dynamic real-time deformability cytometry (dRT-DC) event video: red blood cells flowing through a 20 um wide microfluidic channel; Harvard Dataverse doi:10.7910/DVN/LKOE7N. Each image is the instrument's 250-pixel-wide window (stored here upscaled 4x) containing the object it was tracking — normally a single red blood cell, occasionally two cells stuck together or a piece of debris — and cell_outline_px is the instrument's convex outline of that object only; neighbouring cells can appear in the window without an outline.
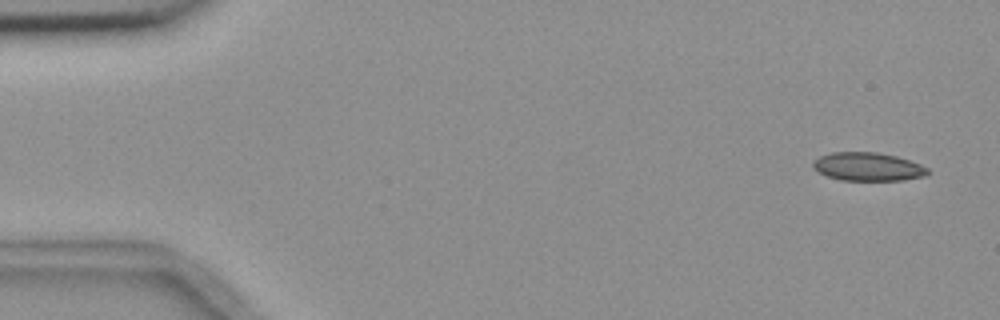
{"species": "common noctule bat (a hibernating species)", "species_latin": "Nyctalus noctula", "temperature_condition": "room temperature", "stored_images_in_passage": 5, "camera_frame_rate_fps": 3000, "um_per_image_px": 0.085, "animal": {"sex": "female", "body_mass_g": 18.4}, "frame": {"image": 1, "passage_image": 1, "time_ms": 0.0, "image_size_px": [1000, 320], "cell_outline_px": [[932, 172], [928, 176], [904, 180], [840, 180], [828, 176], [812, 168], [812, 160], [820, 156], [832, 152], [876, 152], [896, 156], [920, 164], [928, 168]], "centroid_in_image_um": [73.8, 14.17], "position_along_channel_um": 11.2, "area_um2": 19.13}}